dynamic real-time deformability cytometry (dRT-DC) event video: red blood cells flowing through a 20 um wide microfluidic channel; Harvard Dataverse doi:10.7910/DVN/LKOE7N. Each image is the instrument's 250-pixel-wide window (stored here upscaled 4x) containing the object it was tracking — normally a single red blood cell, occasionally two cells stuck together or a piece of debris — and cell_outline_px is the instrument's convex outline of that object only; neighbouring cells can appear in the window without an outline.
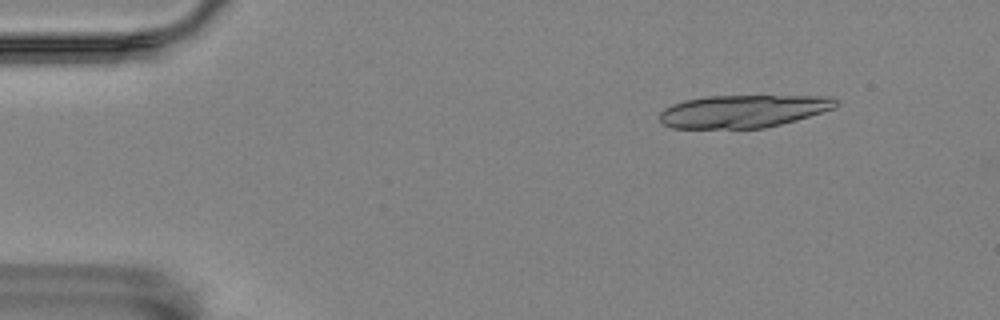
{"species": "Egyptian fruit bat (a non-hibernating species)", "species_latin": "Rousettus aegyptiacus", "temperature_condition": "room temperature", "stored_images_in_passage": 18, "camera_frame_rate_fps": 3000, "um_per_image_px": 0.085, "animal": {"sex": "female"}, "frame": {"image": 1, "passage_image": 6, "time_ms": 1.667, "image_size_px": [1000, 320], "cell_outline_px": [[840, 104], [836, 108], [796, 120], [764, 128], [672, 128], [664, 124], [660, 120], [660, 112], [664, 108], [672, 104], [684, 100], [708, 96], [832, 96]], "centroid_in_image_um": [63.19, 9.45], "position_along_channel_um": 21.8, "area_um2": 33.64}}